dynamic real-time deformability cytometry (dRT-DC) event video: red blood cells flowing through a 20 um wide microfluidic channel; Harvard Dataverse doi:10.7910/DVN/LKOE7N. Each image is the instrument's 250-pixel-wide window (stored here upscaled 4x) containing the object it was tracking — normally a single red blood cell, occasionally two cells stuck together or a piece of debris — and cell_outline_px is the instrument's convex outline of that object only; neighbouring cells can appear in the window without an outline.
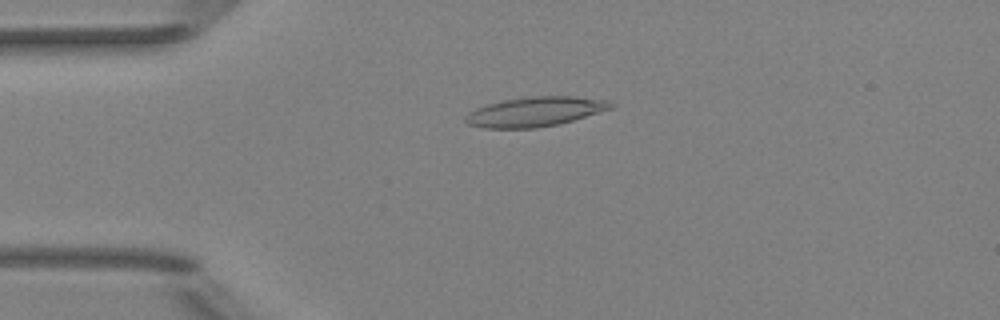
{"species": "Egyptian fruit bat (a non-hibernating species)", "species_latin": "Rousettus aegyptiacus", "temperature_condition": "room temperature", "stored_images_in_passage": 6, "camera_frame_rate_fps": 3000, "um_per_image_px": 0.085, "animal": {"sex": "female"}, "frame": {"image": 1, "passage_image": 4, "time_ms": 3.333, "image_size_px": [1000, 320], "cell_outline_px": [[616, 104], [612, 108], [560, 124], [536, 128], [484, 128], [468, 124], [464, 120], [468, 112], [476, 108], [488, 104], [504, 100], [532, 96], [576, 96], [608, 100]], "centroid_in_image_um": [45.5, 9.49], "position_along_channel_um": 39.5, "area_um2": 25.09}}
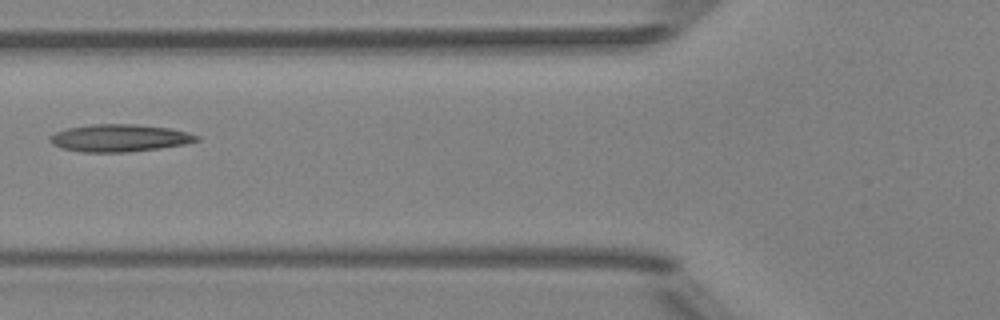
{"frame": {"image": 2, "passage_image": 6, "time_ms": 6.0, "image_size_px": [1000, 320], "cell_outline_px": [[200, 140], [188, 144], [160, 148], [128, 152], [84, 152], [60, 148], [52, 144], [48, 140], [48, 136], [56, 132], [68, 128], [92, 124], [136, 124], [168, 128], [188, 132], [200, 136]], "centroid_in_image_um": [10.17, 11.73], "position_along_channel_um": 115.6, "area_um2": 23.58}}